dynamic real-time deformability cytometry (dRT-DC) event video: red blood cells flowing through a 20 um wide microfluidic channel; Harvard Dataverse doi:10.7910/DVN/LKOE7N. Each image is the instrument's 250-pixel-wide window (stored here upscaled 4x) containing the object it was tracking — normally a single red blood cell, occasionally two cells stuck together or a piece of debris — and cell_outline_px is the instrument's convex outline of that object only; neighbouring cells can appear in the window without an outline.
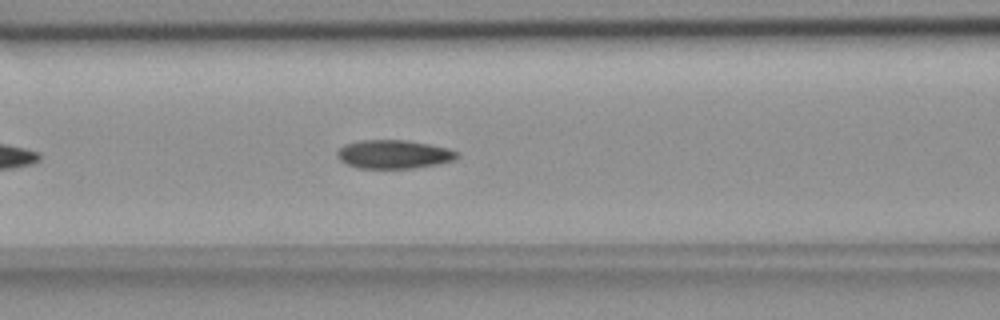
{"species": "common noctule bat (a hibernating species)", "species_latin": "Nyctalus noctula", "temperature_condition": "room temperature", "stored_images_in_passage": 14, "camera_frame_rate_fps": 3000, "um_per_image_px": 0.085, "animal": {"sex": "female", "body_mass_g": 18.4}, "frame": {"image": 1, "passage_image": 10, "time_ms": 3.0, "image_size_px": [1000, 320], "cell_outline_px": [[460, 152], [452, 160], [440, 164], [412, 168], [356, 168], [340, 160], [336, 156], [336, 152], [344, 144], [360, 140], [408, 140], [448, 148]], "centroid_in_image_um": [33.45, 13.11], "position_along_channel_um": 133.2, "area_um2": 20.0}}